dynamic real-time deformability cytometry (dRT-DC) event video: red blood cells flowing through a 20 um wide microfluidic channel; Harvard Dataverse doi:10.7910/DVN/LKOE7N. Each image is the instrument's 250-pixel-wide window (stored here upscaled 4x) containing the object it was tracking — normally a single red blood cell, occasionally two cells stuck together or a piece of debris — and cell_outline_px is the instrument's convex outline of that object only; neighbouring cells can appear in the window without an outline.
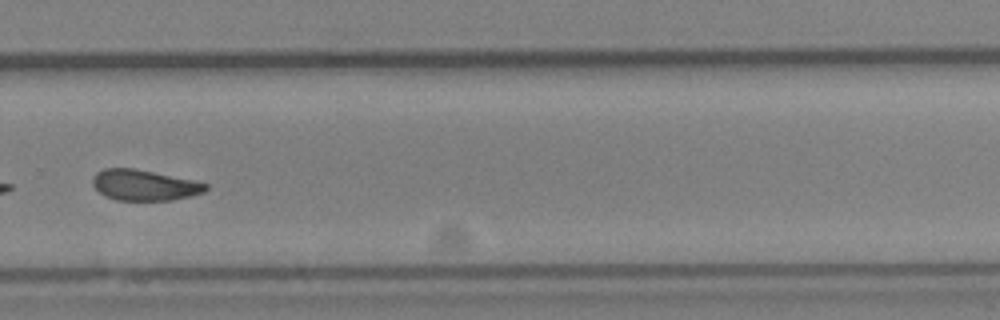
{"species": "Egyptian fruit bat (a non-hibernating species)", "species_latin": "Rousettus aegyptiacus", "temperature_condition": "cold", "stored_images_in_passage": 39, "camera_frame_rate_fps": 3000, "um_per_image_px": 0.085, "animal": {"sex": "female"}, "frame": {"image": 1, "passage_image": 28, "time_ms": 9.0, "image_size_px": [1000, 320], "cell_outline_px": [[208, 188], [204, 192], [172, 200], [116, 200], [104, 196], [92, 184], [92, 176], [96, 172], [104, 168], [132, 168], [192, 180], [208, 184]], "centroid_in_image_um": [12.22, 15.74], "position_along_channel_um": 317.6, "area_um2": 20.06}, "authors_computed_cell_mechanics": {"area_um2": 20.808, "velocity_mm_per_s": 4.0811, "shape_relaxation_time_tau1_ms": 9.2231, "shape_relaxation_time_tau2_ms": 9.2101, "deformation_change_tau1": 0.1776, "deformation_change_tau2": 0.1515}}